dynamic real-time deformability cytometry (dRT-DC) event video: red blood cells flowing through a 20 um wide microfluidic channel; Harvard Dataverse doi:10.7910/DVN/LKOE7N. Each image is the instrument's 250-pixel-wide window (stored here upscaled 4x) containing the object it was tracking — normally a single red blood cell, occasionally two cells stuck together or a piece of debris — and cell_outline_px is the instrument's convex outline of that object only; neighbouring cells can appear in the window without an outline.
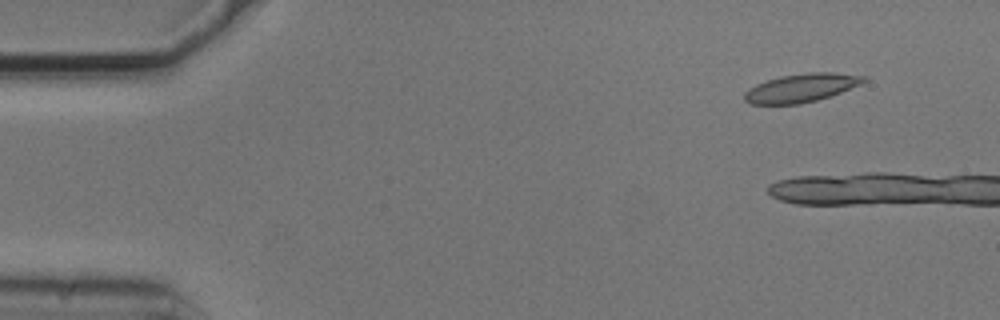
{"species": "common noctule bat (a hibernating species)", "species_latin": "Nyctalus noctula", "temperature_condition": "cold", "stored_images_in_passage": 4, "camera_frame_rate_fps": 3000, "um_per_image_px": 0.085, "animal": {"sex": "male", "body_mass_g": 20.5, "forearm_length_mm": 52.5}, "frame": {"image": 1, "passage_image": 1, "time_ms": 0.0, "image_size_px": [1000, 320], "cell_outline_px": [[868, 80], [860, 84], [840, 92], [816, 100], [800, 104], [748, 104], [744, 100], [744, 92], [748, 88], [756, 84], [780, 76], [808, 72], [832, 72], [864, 76]], "centroid_in_image_um": [68.06, 7.47], "position_along_channel_um": 16.9, "area_um2": 19.65}}